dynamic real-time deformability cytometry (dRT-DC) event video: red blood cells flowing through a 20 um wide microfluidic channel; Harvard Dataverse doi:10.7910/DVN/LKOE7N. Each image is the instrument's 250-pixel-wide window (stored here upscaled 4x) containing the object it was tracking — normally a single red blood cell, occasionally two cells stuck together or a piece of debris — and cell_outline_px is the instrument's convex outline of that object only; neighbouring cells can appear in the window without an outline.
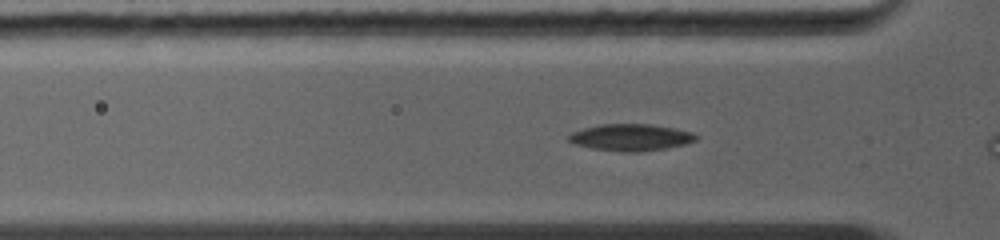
{"species": "common noctule bat (a hibernating species)", "species_latin": "Nyctalus noctula", "temperature_condition": "warm", "stored_images_in_passage": 9, "camera_frame_rate_fps": 5000, "um_per_image_px": 0.085, "animal": {"sex": "female", "body_mass_g": 19.0, "forearm_length_mm": 56.7}, "frame": {"image": 1, "passage_image": 2, "time_ms": 0.4, "image_size_px": [1000, 240], "cell_outline_px": [[700, 136], [696, 140], [684, 144], [668, 148], [640, 152], [620, 152], [592, 148], [572, 144], [568, 140], [568, 136], [572, 132], [584, 128], [600, 124], [648, 124], [676, 128], [692, 132]], "centroid_in_image_um": [53.62, 11.68], "position_along_channel_um": 72.2, "area_um2": 20.06}}
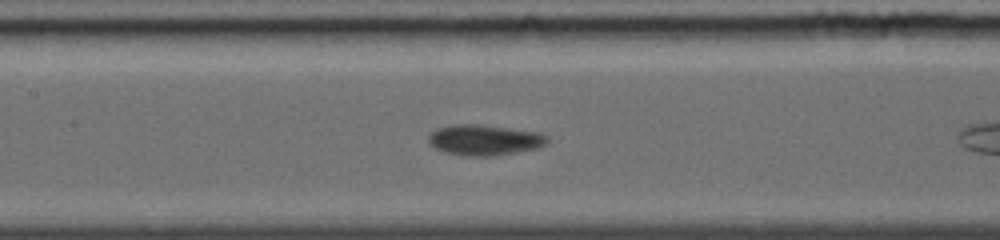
{"frame": {"image": 2, "passage_image": 7, "time_ms": 2.6, "image_size_px": [1000, 240], "cell_outline_px": [[548, 144], [536, 148], [496, 156], [464, 156], [444, 152], [436, 148], [428, 140], [428, 136], [436, 128], [456, 124], [476, 124], [508, 128], [536, 132], [548, 136]], "centroid_in_image_um": [41.17, 11.9], "position_along_channel_um": 166.2, "area_um2": 21.1}}